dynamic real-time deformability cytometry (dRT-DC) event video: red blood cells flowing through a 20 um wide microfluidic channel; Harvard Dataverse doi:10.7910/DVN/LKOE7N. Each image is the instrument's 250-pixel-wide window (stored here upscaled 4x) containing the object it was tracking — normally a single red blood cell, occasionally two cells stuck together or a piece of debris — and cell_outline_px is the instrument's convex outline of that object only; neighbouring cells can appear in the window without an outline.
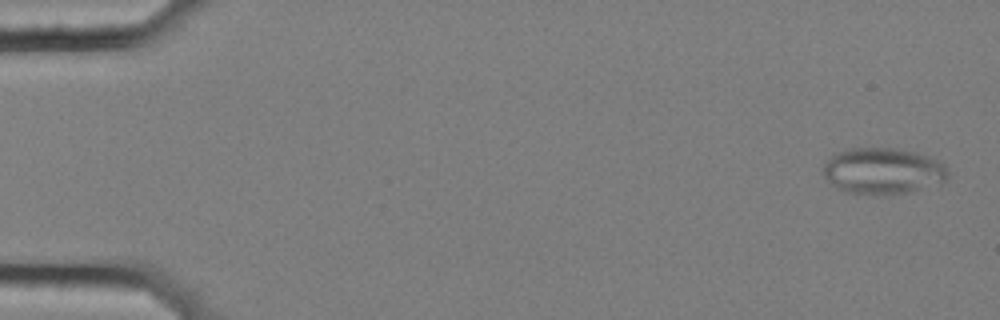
{"species": "common noctule bat (a hibernating species)", "species_latin": "Nyctalus noctula", "temperature_condition": "cold", "stored_images_in_passage": 58, "segment_of_instrument_passage": [1, 2], "camera_frame_rate_fps": 3000, "um_per_image_px": 0.085, "animal": {"sex": "female", "body_mass_g": 25.1}, "frame": {"image": 1, "passage_image": 2, "time_ms": 0.333, "image_size_px": [1000, 320], "cell_outline_px": [[948, 176], [944, 180], [908, 192], [844, 192], [836, 188], [820, 172], [824, 164], [836, 152], [852, 148], [892, 148], [916, 152], [928, 156], [944, 164], [948, 172]], "centroid_in_image_um": [74.99, 14.49], "position_along_channel_um": 10.0, "area_um2": 32.71}}
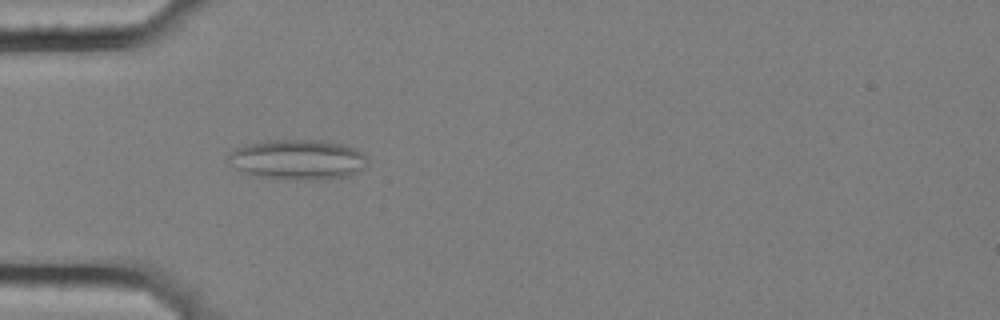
{"frame": {"image": 2, "passage_image": 18, "time_ms": 5.667, "image_size_px": [1000, 320], "cell_outline_px": [[368, 160], [364, 168], [348, 176], [324, 180], [292, 180], [260, 176], [240, 172], [228, 160], [228, 156], [236, 148], [248, 144], [272, 140], [316, 140], [344, 144], [356, 148], [368, 156]], "centroid_in_image_um": [25.37, 13.58], "position_along_channel_um": 59.6, "area_um2": 32.66}}